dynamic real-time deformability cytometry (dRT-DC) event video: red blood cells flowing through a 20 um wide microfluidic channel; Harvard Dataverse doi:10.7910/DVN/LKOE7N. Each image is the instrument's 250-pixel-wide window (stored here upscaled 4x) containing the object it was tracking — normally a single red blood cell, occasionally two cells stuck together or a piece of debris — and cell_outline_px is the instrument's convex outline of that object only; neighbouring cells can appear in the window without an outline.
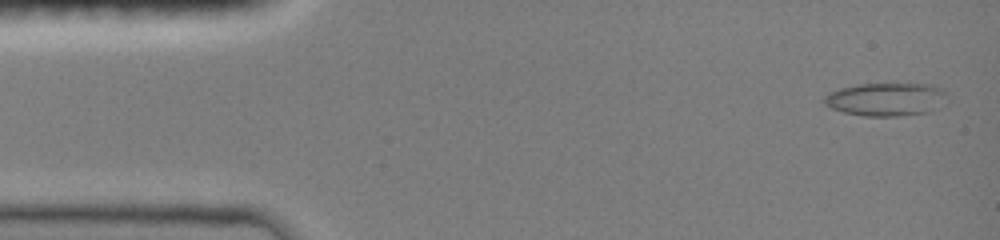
{"species": "common noctule bat (a hibernating species)", "species_latin": "Nyctalus noctula", "temperature_condition": "room temperature", "stored_images_in_passage": 39, "camera_frame_rate_fps": 3000, "um_per_image_px": 0.085, "animal": {"sex": "female", "body_mass_g": 19.0, "forearm_length_mm": 51.5}, "frame": {"image": 1, "passage_image": 2, "time_ms": 0.333, "image_size_px": [1000, 240], "cell_outline_px": [[948, 104], [928, 112], [900, 116], [864, 116], [844, 112], [832, 108], [824, 104], [824, 96], [828, 92], [840, 88], [860, 84], [928, 84], [940, 88], [948, 96]], "centroid_in_image_um": [75.36, 8.45], "position_along_channel_um": 9.6, "area_um2": 23.99}}
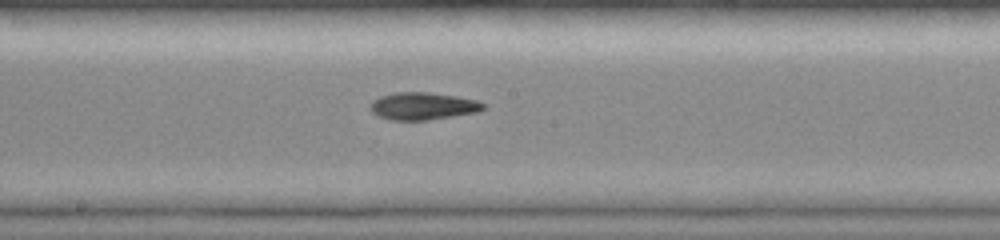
{"frame": {"image": 2, "passage_image": 24, "time_ms": 7.667, "image_size_px": [1000, 240], "cell_outline_px": [[484, 108], [476, 112], [428, 120], [392, 120], [380, 116], [372, 112], [368, 108], [372, 100], [380, 96], [396, 92], [428, 92], [456, 96], [476, 100], [484, 104]], "centroid_in_image_um": [35.89, 9.01], "position_along_channel_um": 212.3, "area_um2": 17.92}}
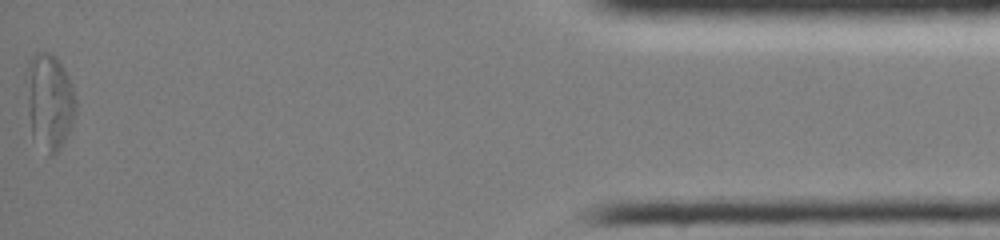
{"frame": {"image": 3, "passage_image": 39, "time_ms": 12.667, "image_size_px": [1000, 240], "cell_outline_px": [[76, 112], [72, 124], [60, 148], [52, 156], [48, 156], [32, 140], [28, 112], [28, 60], [36, 52], [52, 52], [56, 56], [68, 76], [76, 100]], "centroid_in_image_um": [4.2, 8.67], "position_along_channel_um": 431.0, "area_um2": 27.63}, "authors_computed_cell_mechanics": {"area_um2": 18.9584, "velocity_mm_per_s": 4.0418, "shape_relaxation_time_tau1_ms": 3.0348, "shape_relaxation_time_tau2_ms": null, "deformation_change_tau1": 0.1585, "deformation_change_tau2": null}}